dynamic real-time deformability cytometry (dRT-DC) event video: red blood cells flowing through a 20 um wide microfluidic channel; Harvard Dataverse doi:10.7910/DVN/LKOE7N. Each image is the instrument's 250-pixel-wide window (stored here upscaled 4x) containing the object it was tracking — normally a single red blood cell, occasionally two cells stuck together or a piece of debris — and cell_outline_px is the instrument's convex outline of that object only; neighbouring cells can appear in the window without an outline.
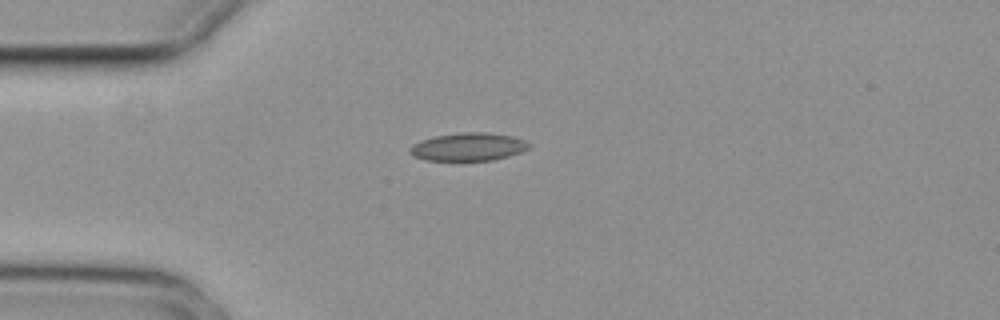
{"species": "common noctule bat (a hibernating species)", "species_latin": "Nyctalus noctula", "temperature_condition": "cold", "stored_images_in_passage": 4, "camera_frame_rate_fps": 3000, "um_per_image_px": 0.085, "animal": {"sex": "female", "body_mass_g": 29.2, "forearm_length_mm": 56.3}, "frame": {"image": 1, "passage_image": 1, "time_ms": 0.0, "image_size_px": [1000, 320], "cell_outline_px": [[532, 144], [528, 148], [520, 152], [508, 156], [492, 160], [452, 164], [424, 160], [412, 156], [408, 152], [408, 148], [412, 144], [420, 140], [436, 136], [460, 132], [488, 132], [512, 136], [524, 140]], "centroid_in_image_um": [39.71, 12.53], "position_along_channel_um": 45.3, "area_um2": 20.52}}
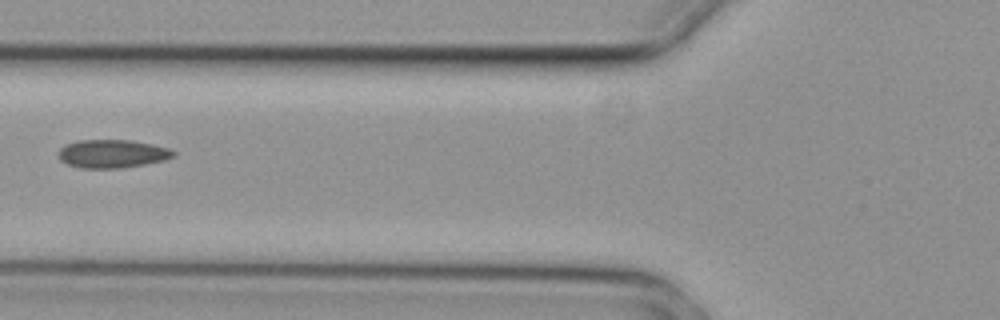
{"frame": {"image": 2, "passage_image": 3, "time_ms": 0.667, "image_size_px": [1000, 320], "cell_outline_px": [[176, 156], [144, 164], [120, 168], [80, 168], [68, 164], [60, 160], [60, 148], [64, 144], [80, 140], [132, 140], [152, 144], [168, 148], [176, 152]], "centroid_in_image_um": [9.53, 13.06], "position_along_channel_um": 116.3, "area_um2": 18.79}}
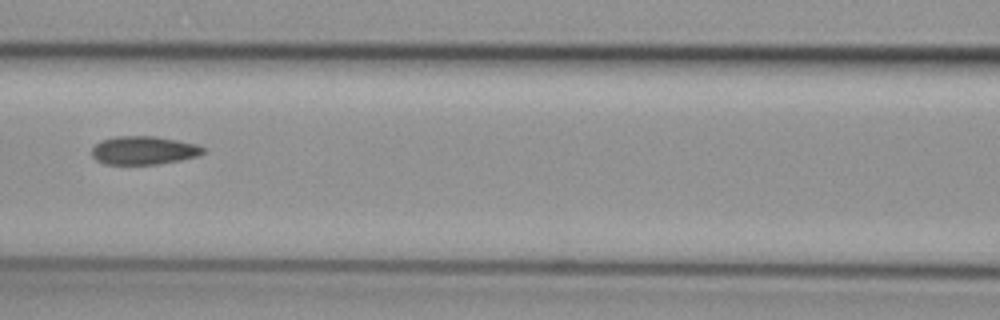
{"frame": {"image": 3, "passage_image": 4, "time_ms": 1.0, "image_size_px": [1000, 320], "cell_outline_px": [[208, 152], [200, 156], [160, 164], [104, 164], [96, 160], [92, 156], [92, 148], [100, 140], [116, 136], [156, 136], [200, 144], [208, 148]], "centroid_in_image_um": [12.31, 12.77], "position_along_channel_um": 154.3, "area_um2": 18.9}}